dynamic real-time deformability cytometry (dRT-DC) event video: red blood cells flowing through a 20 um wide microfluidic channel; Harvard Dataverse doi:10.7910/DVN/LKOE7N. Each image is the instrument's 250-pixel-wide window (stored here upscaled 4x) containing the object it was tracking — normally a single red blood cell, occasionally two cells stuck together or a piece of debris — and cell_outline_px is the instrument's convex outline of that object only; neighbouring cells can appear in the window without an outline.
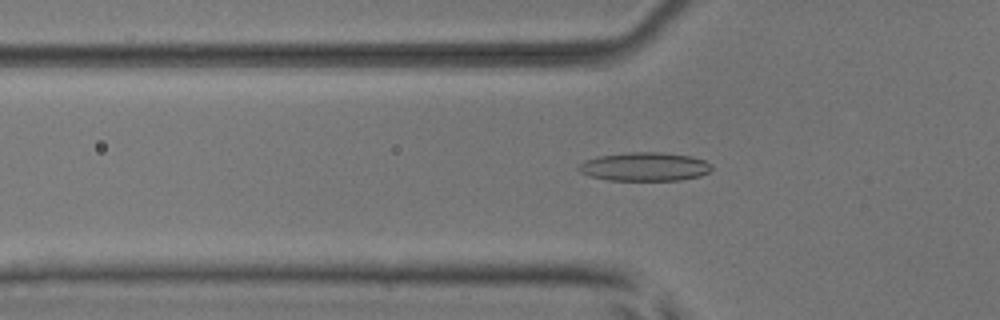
{"species": "common noctule bat (a hibernating species)", "species_latin": "Nyctalus noctula", "temperature_condition": "room temperature", "stored_images_in_passage": 53, "camera_frame_rate_fps": 3000, "um_per_image_px": 0.085, "animal": {"sex": "male", "body_mass_g": 17.9, "forearm_length_mm": 54.2}, "frame": {"image": 1, "passage_image": 18, "time_ms": 5.667, "image_size_px": [1000, 320], "cell_outline_px": [[712, 168], [708, 172], [700, 176], [680, 180], [608, 180], [588, 176], [580, 172], [576, 168], [584, 160], [600, 156], [628, 152], [664, 152], [692, 156], [704, 160], [712, 164]], "centroid_in_image_um": [54.79, 14.16], "position_along_channel_um": 71.0, "area_um2": 22.37}}
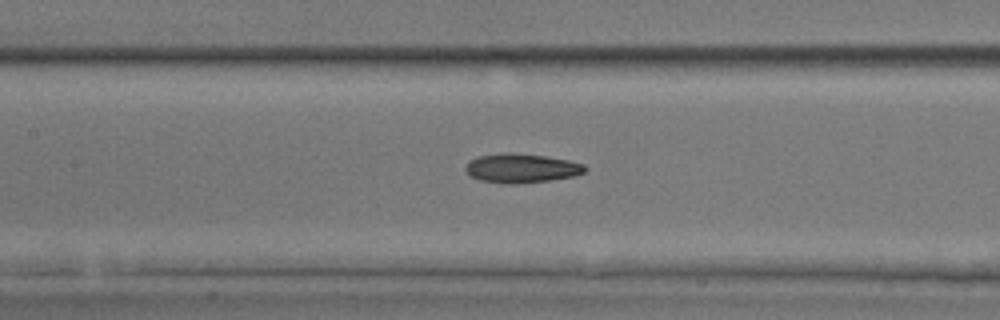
{"frame": {"image": 2, "passage_image": 25, "time_ms": 8.0, "image_size_px": [1000, 320], "cell_outline_px": [[588, 168], [584, 172], [572, 176], [552, 180], [516, 184], [508, 184], [480, 180], [468, 176], [464, 168], [468, 160], [476, 156], [504, 152], [544, 156], [568, 160], [584, 164]], "centroid_in_image_um": [44.26, 14.3], "position_along_channel_um": 163.1, "area_um2": 20.46}}
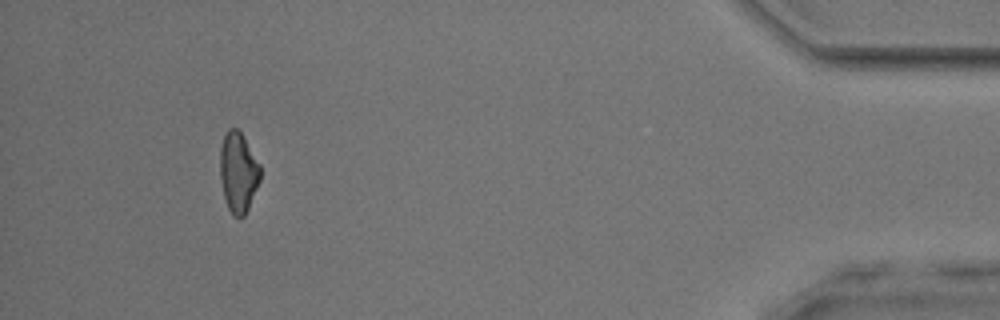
{"frame": {"image": 3, "passage_image": 49, "time_ms": 16.0, "image_size_px": [1000, 320], "cell_outline_px": [[260, 180], [248, 208], [244, 216], [232, 216], [228, 208], [224, 196], [220, 176], [220, 148], [224, 136], [228, 128], [236, 128], [244, 136], [260, 164]], "centroid_in_image_um": [20.25, 14.62], "position_along_channel_um": 415.0, "area_um2": 18.73}, "authors_computed_cell_mechanics": {"area_um2": 20.1144, "velocity_mm_per_s": 3.9485, "shape_relaxation_time_tau1_ms": 3.6213, "shape_relaxation_time_tau2_ms": 2.9308, "deformation_change_tau1": 0.1372, "deformation_change_tau2": 0.1205}}